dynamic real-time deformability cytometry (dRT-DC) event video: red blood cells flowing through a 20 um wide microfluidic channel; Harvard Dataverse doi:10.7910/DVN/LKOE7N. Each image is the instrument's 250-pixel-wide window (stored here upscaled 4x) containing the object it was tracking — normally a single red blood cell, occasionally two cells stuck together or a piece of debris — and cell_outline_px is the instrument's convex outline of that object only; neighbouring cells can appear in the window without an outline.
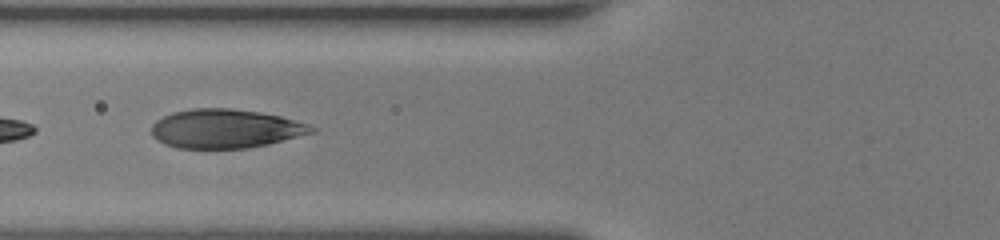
{"species": "human", "species_latin": "Homo sapiens", "temperature_condition": "room temperature", "stored_images_in_passage": 17, "camera_frame_rate_fps": 3000, "um_per_image_px": 0.085, "donor": {"sex": "female"}, "frame": {"image": 1, "passage_image": 11, "time_ms": 3.333, "image_size_px": [1000, 240], "cell_outline_px": [[316, 132], [268, 144], [248, 148], [176, 148], [164, 144], [152, 136], [152, 124], [156, 120], [172, 112], [192, 108], [232, 108], [260, 112], [280, 116], [308, 124], [316, 128]], "centroid_in_image_um": [19.15, 10.93], "position_along_channel_um": 106.6, "area_um2": 36.41}}
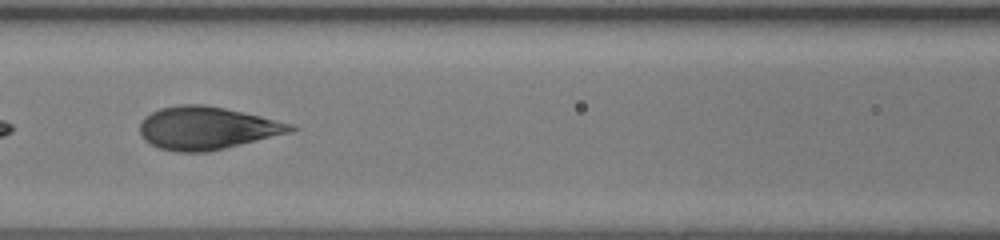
{"frame": {"image": 2, "passage_image": 14, "time_ms": 4.333, "image_size_px": [1000, 240], "cell_outline_px": [[300, 128], [292, 132], [208, 152], [176, 152], [160, 148], [144, 140], [140, 132], [140, 124], [144, 116], [160, 108], [180, 104], [204, 104], [224, 108], [260, 116], [292, 124]], "centroid_in_image_um": [17.58, 10.88], "position_along_channel_um": 149.0, "area_um2": 37.51}}